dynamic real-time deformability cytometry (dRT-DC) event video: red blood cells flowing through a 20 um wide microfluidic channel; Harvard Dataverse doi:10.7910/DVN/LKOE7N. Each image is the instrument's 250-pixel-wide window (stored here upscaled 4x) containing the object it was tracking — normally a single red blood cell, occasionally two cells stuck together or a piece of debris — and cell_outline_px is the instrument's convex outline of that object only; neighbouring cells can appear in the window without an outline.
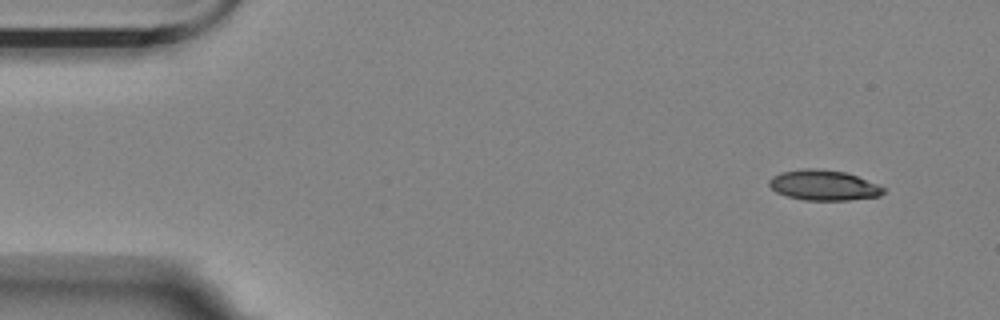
{"species": "Egyptian fruit bat (a non-hibernating species)", "species_latin": "Rousettus aegyptiacus", "temperature_condition": "room temperature", "stored_images_in_passage": 53, "camera_frame_rate_fps": 3000, "um_per_image_px": 0.085, "animal": {"sex": "female"}, "frame": {"image": 1, "passage_image": 1, "time_ms": 0.0, "image_size_px": [1000, 320], "cell_outline_px": [[884, 192], [880, 196], [848, 200], [804, 200], [788, 196], [776, 192], [768, 184], [768, 180], [772, 176], [780, 172], [804, 168], [816, 168], [844, 172], [856, 176], [876, 184], [884, 188]], "centroid_in_image_um": [69.96, 15.74], "position_along_channel_um": 15.0, "area_um2": 20.06}}
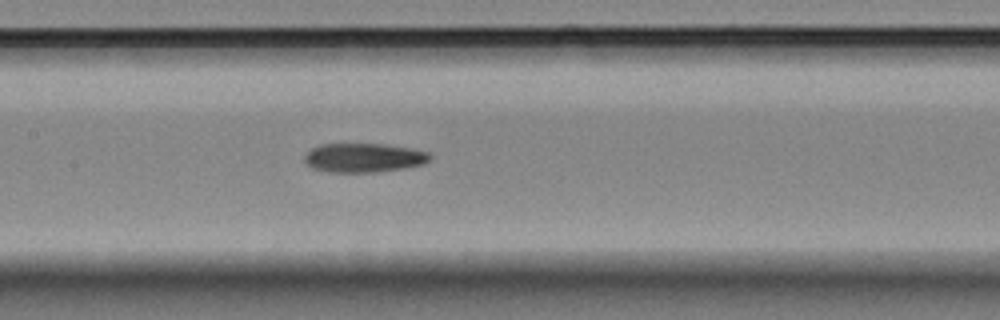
{"frame": {"image": 2, "passage_image": 23, "time_ms": 7.333, "image_size_px": [1000, 320], "cell_outline_px": [[432, 156], [424, 164], [404, 168], [380, 172], [328, 172], [312, 168], [304, 160], [304, 156], [312, 148], [320, 144], [384, 144], [408, 148], [428, 152]], "centroid_in_image_um": [30.91, 13.41], "position_along_channel_um": 176.5, "area_um2": 21.21}}
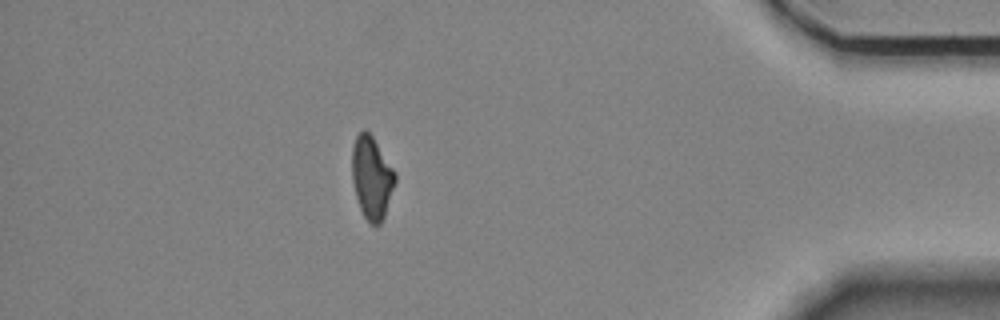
{"frame": {"image": 3, "passage_image": 46, "time_ms": 15.0, "image_size_px": [1000, 320], "cell_outline_px": [[396, 180], [384, 216], [380, 224], [372, 224], [364, 216], [360, 208], [356, 196], [352, 180], [352, 148], [356, 136], [364, 128], [372, 136], [396, 172]], "centroid_in_image_um": [31.59, 15.07], "position_along_channel_um": 403.6, "area_um2": 20.52}, "authors_computed_cell_mechanics": {"area_um2": 21.097, "velocity_mm_per_s": 3.541, "shape_relaxation_time_tau1_ms": null, "shape_relaxation_time_tau2_ms": 9.6865, "deformation_change_tau1": null, "deformation_change_tau2": 0.1808}}